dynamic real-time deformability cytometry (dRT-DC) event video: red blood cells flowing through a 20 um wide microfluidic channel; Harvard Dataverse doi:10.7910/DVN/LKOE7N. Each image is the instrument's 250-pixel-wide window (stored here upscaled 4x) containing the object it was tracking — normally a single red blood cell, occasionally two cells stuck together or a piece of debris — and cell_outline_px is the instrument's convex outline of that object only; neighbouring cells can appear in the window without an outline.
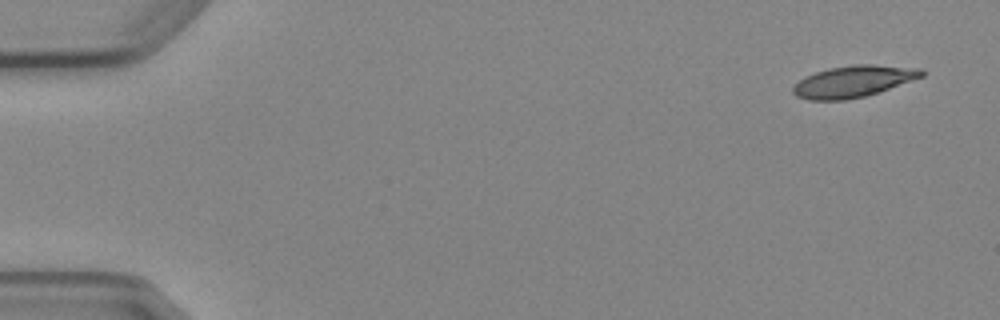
{"species": "Egyptian fruit bat (a non-hibernating species)", "species_latin": "Rousettus aegyptiacus", "temperature_condition": "cold", "stored_images_in_passage": 4, "camera_frame_rate_fps": 3000, "um_per_image_px": 0.085, "animal": {"sex": "female"}, "frame": {"image": 1, "passage_image": 1, "time_ms": 0.0, "image_size_px": [1000, 320], "cell_outline_px": [[924, 76], [864, 96], [844, 100], [808, 100], [796, 96], [792, 92], [792, 88], [804, 76], [828, 68], [852, 64], [872, 64], [920, 68], [924, 72]], "centroid_in_image_um": [72.49, 6.91], "position_along_channel_um": 12.5, "area_um2": 23.47}}
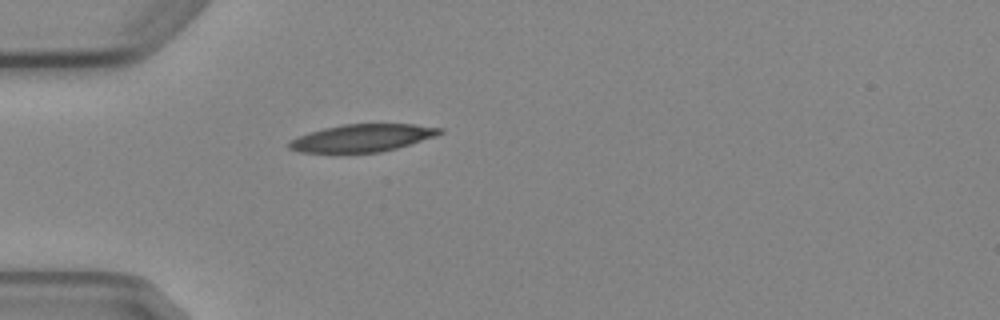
{"frame": {"image": 2, "passage_image": 4, "time_ms": 4.333, "image_size_px": [1000, 320], "cell_outline_px": [[444, 132], [436, 136], [396, 148], [380, 152], [300, 152], [288, 148], [288, 140], [308, 132], [324, 128], [344, 124], [412, 124], [444, 128]], "centroid_in_image_um": [30.79, 11.72], "position_along_channel_um": 54.2, "area_um2": 24.04}}